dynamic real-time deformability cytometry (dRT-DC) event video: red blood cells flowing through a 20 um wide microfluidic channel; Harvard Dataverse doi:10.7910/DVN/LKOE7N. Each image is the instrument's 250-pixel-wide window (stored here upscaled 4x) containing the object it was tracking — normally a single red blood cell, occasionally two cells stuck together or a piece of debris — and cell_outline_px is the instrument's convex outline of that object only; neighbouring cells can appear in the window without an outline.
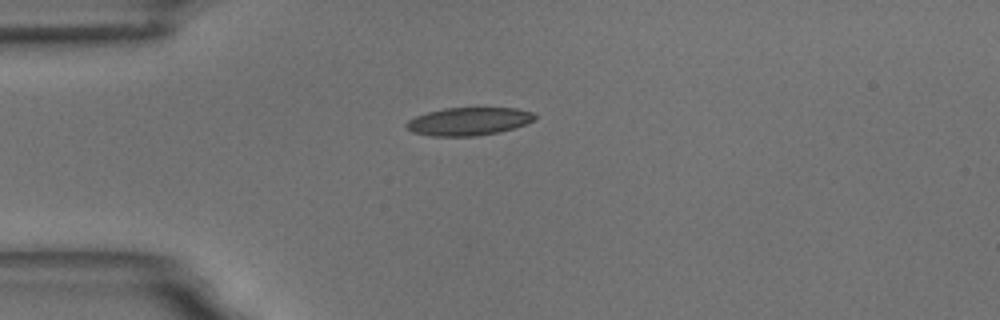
{"species": "common noctule bat (a hibernating species)", "species_latin": "Nyctalus noctula", "temperature_condition": "room temperature", "stored_images_in_passage": 5, "camera_frame_rate_fps": 3000, "um_per_image_px": 0.085, "animal": {"sex": "male", "body_mass_g": 18.8}, "frame": {"image": 1, "passage_image": 1, "time_ms": 0.0, "image_size_px": [1000, 320], "cell_outline_px": [[536, 120], [512, 128], [496, 132], [476, 136], [432, 136], [412, 132], [404, 124], [408, 120], [416, 116], [428, 112], [444, 108], [516, 108], [532, 112], [536, 116]], "centroid_in_image_um": [39.82, 10.31], "position_along_channel_um": 45.2, "area_um2": 20.75}}
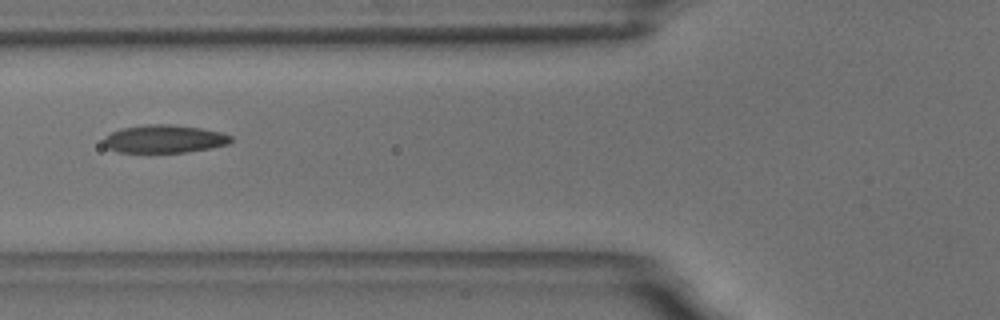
{"frame": {"image": 2, "passage_image": 3, "time_ms": 2.333, "image_size_px": [1000, 320], "cell_outline_px": [[232, 140], [228, 144], [212, 148], [184, 152], [116, 152], [108, 148], [104, 144], [104, 136], [120, 128], [148, 124], [168, 124], [200, 128], [220, 132], [232, 136]], "centroid_in_image_um": [13.95, 11.81], "position_along_channel_um": 111.9, "area_um2": 20.69}}